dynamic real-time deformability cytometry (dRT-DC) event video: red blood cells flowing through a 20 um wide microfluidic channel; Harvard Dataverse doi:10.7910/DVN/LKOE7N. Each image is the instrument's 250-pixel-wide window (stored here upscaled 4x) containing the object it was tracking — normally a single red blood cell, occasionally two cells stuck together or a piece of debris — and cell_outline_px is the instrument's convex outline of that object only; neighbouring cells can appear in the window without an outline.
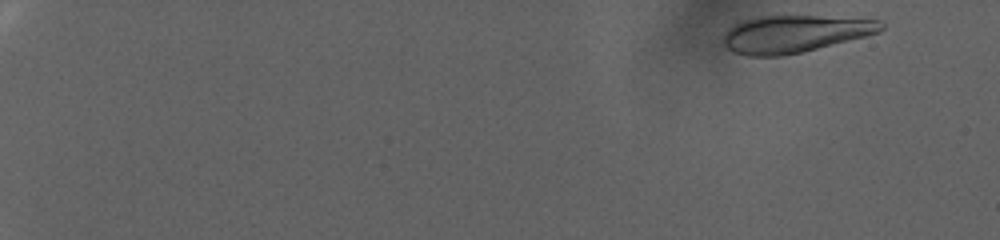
{"species": "human", "species_latin": "Homo sapiens", "temperature_condition": "warm", "stored_images_in_passage": 88, "camera_frame_rate_fps": 3000, "um_per_image_px": 0.085, "donor": {"sex": "female"}, "frame": {"image": 1, "passage_image": 5, "time_ms": 1.333, "image_size_px": [1000, 240], "cell_outline_px": [[884, 28], [880, 32], [804, 52], [780, 56], [748, 56], [732, 52], [724, 44], [724, 32], [732, 24], [744, 20], [760, 16], [816, 16], [880, 20], [884, 24]], "centroid_in_image_um": [67.52, 2.88], "position_along_channel_um": 17.5, "area_um2": 34.22}}
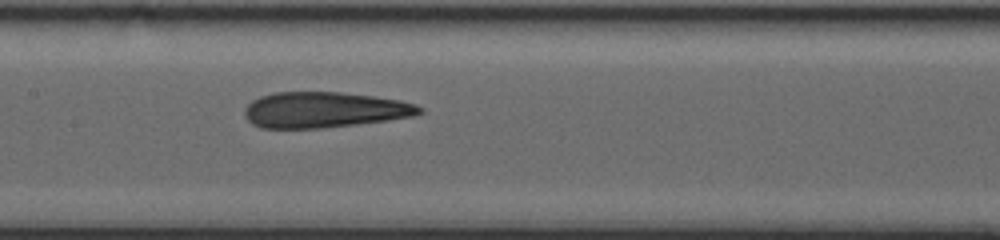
{"frame": {"image": 2, "passage_image": 50, "time_ms": 16.333, "image_size_px": [1000, 240], "cell_outline_px": [[424, 112], [412, 116], [388, 120], [356, 124], [320, 128], [260, 128], [252, 124], [244, 116], [244, 108], [252, 100], [260, 96], [276, 92], [340, 92], [372, 96], [400, 100], [416, 104], [424, 108]], "centroid_in_image_um": [27.55, 9.33], "position_along_channel_um": 179.8, "area_um2": 36.47}}
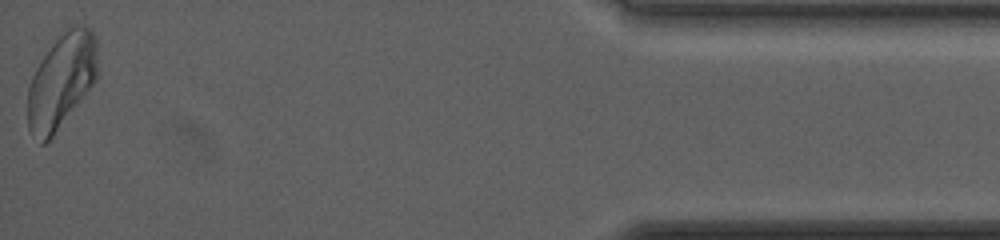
{"frame": {"image": 3, "passage_image": 88, "time_ms": 29.0, "image_size_px": [1000, 240], "cell_outline_px": [[96, 80], [52, 136], [44, 144], [40, 144], [28, 128], [28, 88], [32, 76], [40, 60], [52, 44], [72, 24], [84, 24], [92, 28], [96, 36]], "centroid_in_image_um": [5.22, 6.84], "position_along_channel_um": 430.0, "area_um2": 38.15}, "authors_computed_cell_mechanics": {"area_um2": 36.2984, "velocity_mm_per_s": 2.4694, "shape_relaxation_time_tau1_ms": null, "shape_relaxation_time_tau2_ms": 2.4974, "deformation_change_tau1": null, "deformation_change_tau2": 0.101}}